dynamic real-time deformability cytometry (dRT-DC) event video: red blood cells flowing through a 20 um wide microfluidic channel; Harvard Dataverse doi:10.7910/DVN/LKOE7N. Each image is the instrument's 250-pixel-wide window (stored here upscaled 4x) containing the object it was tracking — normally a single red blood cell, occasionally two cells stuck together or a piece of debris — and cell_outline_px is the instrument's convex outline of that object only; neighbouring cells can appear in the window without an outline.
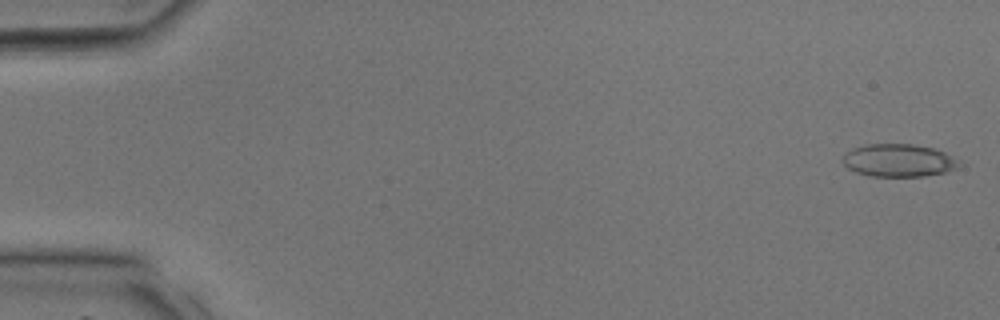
{"species": "common noctule bat (a hibernating species)", "species_latin": "Nyctalus noctula", "temperature_condition": "room temperature", "stored_images_in_passage": 38, "camera_frame_rate_fps": 3000, "um_per_image_px": 0.085, "animal": {"sex": "male", "body_mass_g": 17.9, "forearm_length_mm": 54.2}, "frame": {"image": 1, "passage_image": 1, "time_ms": 0.0, "image_size_px": [1000, 320], "cell_outline_px": [[956, 168], [944, 172], [924, 176], [872, 176], [856, 172], [848, 168], [844, 164], [844, 152], [852, 148], [868, 144], [912, 144], [932, 148], [944, 152], [956, 164]], "centroid_in_image_um": [76.28, 13.63], "position_along_channel_um": 8.7, "area_um2": 21.62}}
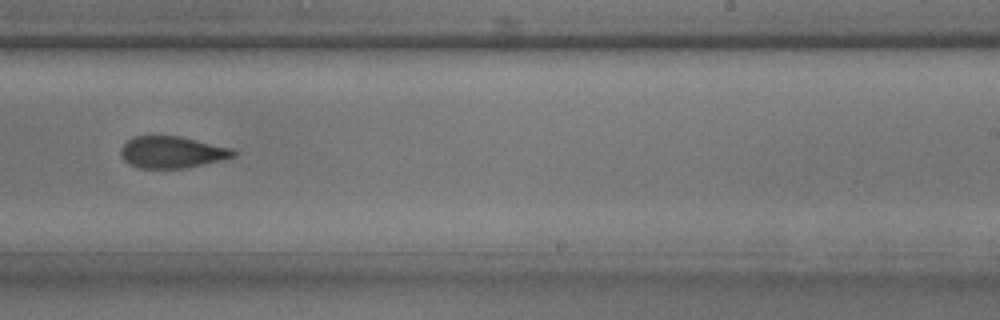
{"frame": {"image": 2, "passage_image": 24, "time_ms": 7.667, "image_size_px": [1000, 320], "cell_outline_px": [[236, 156], [220, 160], [180, 168], [140, 168], [128, 164], [120, 156], [120, 148], [132, 136], [180, 136], [232, 148], [236, 152]], "centroid_in_image_um": [14.57, 12.92], "position_along_channel_um": 274.4, "area_um2": 20.69}}
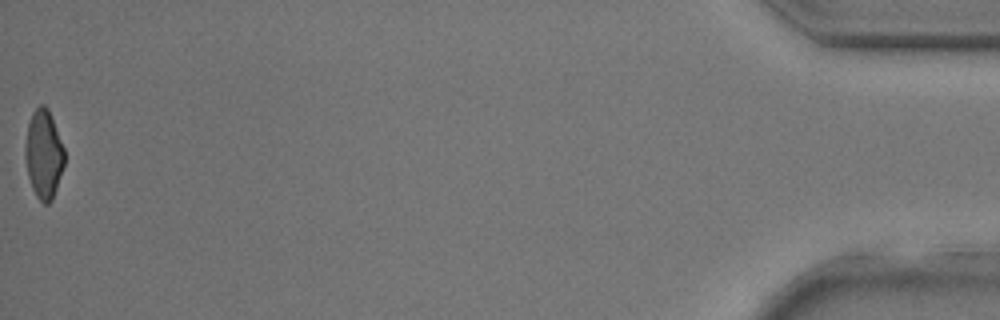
{"frame": {"image": 3, "passage_image": 38, "time_ms": 12.333, "image_size_px": [1000, 320], "cell_outline_px": [[64, 164], [52, 200], [48, 204], [44, 204], [36, 196], [32, 188], [28, 176], [24, 156], [24, 148], [28, 124], [32, 112], [40, 104], [44, 104], [48, 108], [64, 148]], "centroid_in_image_um": [3.69, 13.1], "position_along_channel_um": 431.5, "area_um2": 20.23}}